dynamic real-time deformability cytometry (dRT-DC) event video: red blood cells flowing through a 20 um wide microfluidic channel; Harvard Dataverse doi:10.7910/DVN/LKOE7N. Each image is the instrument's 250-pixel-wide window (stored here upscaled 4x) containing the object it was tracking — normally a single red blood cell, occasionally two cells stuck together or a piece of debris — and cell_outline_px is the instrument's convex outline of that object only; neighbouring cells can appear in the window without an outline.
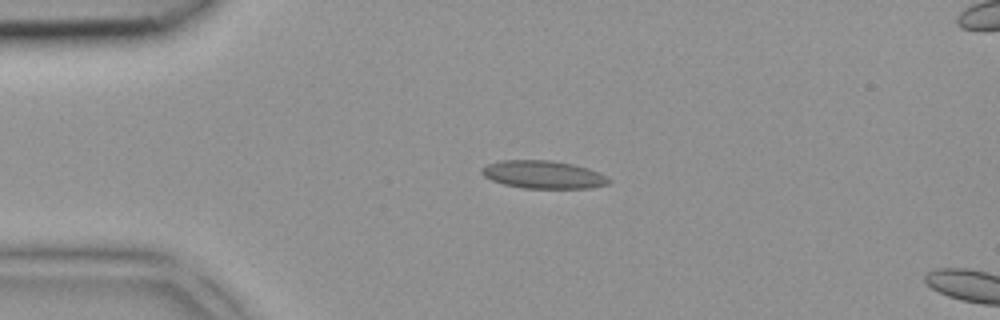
{"species": "common noctule bat (a hibernating species)", "species_latin": "Nyctalus noctula", "temperature_condition": "room temperature", "stored_images_in_passage": 3, "camera_frame_rate_fps": 3000, "um_per_image_px": 0.085, "animal": {"sex": "female", "body_mass_g": 18.4}, "frame": {"image": 1, "passage_image": 2, "time_ms": 0.333, "image_size_px": [1000, 320], "cell_outline_px": [[612, 180], [608, 184], [588, 188], [524, 188], [504, 184], [492, 180], [484, 176], [480, 172], [480, 168], [488, 164], [500, 160], [552, 160], [572, 164], [588, 168], [600, 172]], "centroid_in_image_um": [46.18, 14.83], "position_along_channel_um": 38.8, "area_um2": 20.69}}